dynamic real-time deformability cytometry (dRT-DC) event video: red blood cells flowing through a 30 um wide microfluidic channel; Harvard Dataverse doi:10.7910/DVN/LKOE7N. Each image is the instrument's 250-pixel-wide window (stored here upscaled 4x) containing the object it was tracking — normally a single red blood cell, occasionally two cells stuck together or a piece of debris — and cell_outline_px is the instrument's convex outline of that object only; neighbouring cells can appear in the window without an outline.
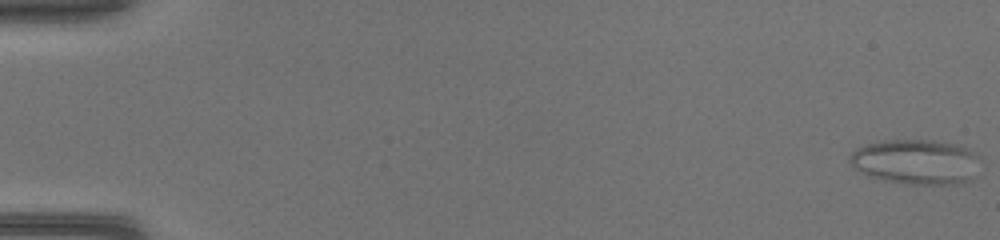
{"species": "common noctule bat (a hibernating species)", "species_latin": "Nyctalus noctula", "temperature_condition": "warm", "stored_images_in_passage": 47, "camera_frame_rate_fps": 3000, "um_per_image_px": 0.085, "animal": {"sex": "female", "body_mass_g": 17.0, "forearm_length_mm": 48.0}, "frame": {"image": 1, "passage_image": 1, "time_ms": 0.0, "image_size_px": [1000, 240], "cell_outline_px": [[972, 156], [964, 180], [956, 184], [904, 184], [868, 176], [856, 168], [848, 160], [852, 152], [856, 148], [880, 140], [924, 140], [952, 144], [964, 148], [972, 152]], "centroid_in_image_um": [77.59, 13.74], "position_along_channel_um": 7.4, "area_um2": 32.19}}
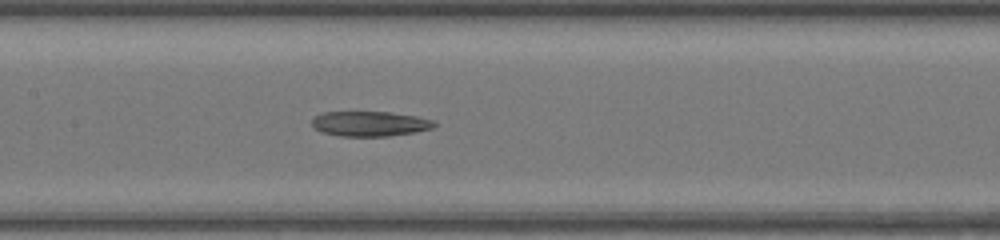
{"frame": {"image": 2, "passage_image": 24, "time_ms": 7.667, "image_size_px": [1000, 240], "cell_outline_px": [[436, 124], [432, 128], [416, 132], [388, 136], [340, 136], [320, 132], [312, 124], [312, 120], [316, 116], [324, 112], [388, 112], [416, 116], [432, 120]], "centroid_in_image_um": [31.43, 10.52], "position_along_channel_um": 176.0, "area_um2": 17.69}}
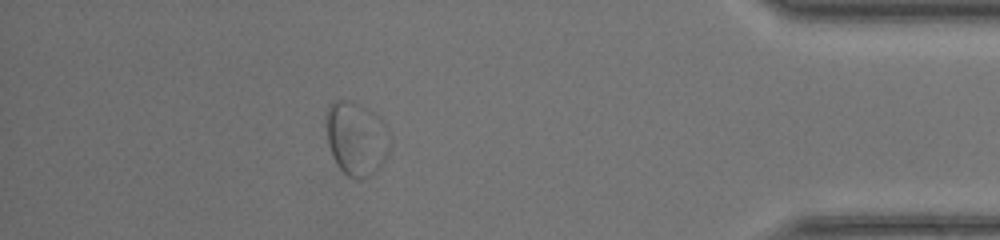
{"frame": {"image": 3, "passage_image": 42, "time_ms": 13.667, "image_size_px": [1000, 240], "cell_outline_px": [[388, 152], [380, 168], [372, 176], [360, 180], [356, 180], [348, 176], [336, 164], [332, 156], [328, 144], [324, 124], [324, 116], [328, 104], [332, 100], [348, 100], [360, 104], [372, 112], [380, 120], [388, 148]], "centroid_in_image_um": [30.17, 11.79], "position_along_channel_um": 405.0, "area_um2": 27.34}}